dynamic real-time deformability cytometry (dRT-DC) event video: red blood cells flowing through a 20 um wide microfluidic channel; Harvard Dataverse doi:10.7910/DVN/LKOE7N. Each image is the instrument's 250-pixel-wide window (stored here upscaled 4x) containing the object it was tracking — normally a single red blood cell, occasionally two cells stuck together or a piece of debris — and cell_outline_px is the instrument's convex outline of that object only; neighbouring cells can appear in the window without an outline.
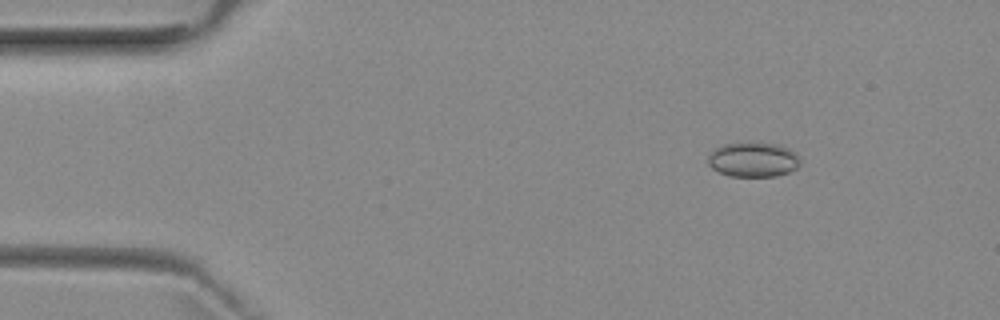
{"species": "common noctule bat (a hibernating species)", "species_latin": "Nyctalus noctula", "temperature_condition": "room temperature", "stored_images_in_passage": 4, "camera_frame_rate_fps": 3000, "um_per_image_px": 0.085, "animal": {"sex": "female", "body_mass_g": 29.2, "forearm_length_mm": 56.3}, "frame": {"image": 1, "passage_image": 1, "time_ms": 0.0, "image_size_px": [1000, 320], "cell_outline_px": [[800, 164], [796, 168], [788, 172], [776, 176], [732, 176], [720, 172], [712, 168], [708, 164], [708, 156], [720, 144], [744, 140], [776, 144], [788, 148], [796, 152], [800, 156]], "centroid_in_image_um": [64.02, 13.52], "position_along_channel_um": 21.0, "area_um2": 19.13}}
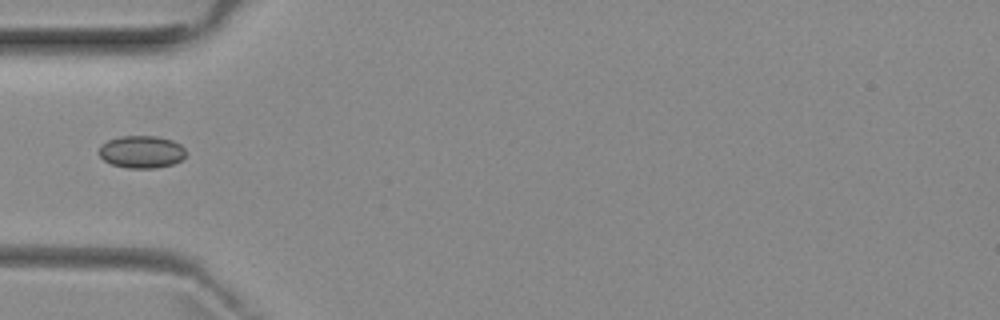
{"frame": {"image": 2, "passage_image": 4, "time_ms": 3.333, "image_size_px": [1000, 320], "cell_outline_px": [[184, 156], [180, 160], [172, 164], [156, 168], [128, 168], [112, 164], [104, 160], [100, 156], [100, 144], [108, 140], [120, 136], [160, 136], [172, 140], [180, 144], [184, 148]], "centroid_in_image_um": [12.02, 12.89], "position_along_channel_um": 73.0, "area_um2": 16.36}}